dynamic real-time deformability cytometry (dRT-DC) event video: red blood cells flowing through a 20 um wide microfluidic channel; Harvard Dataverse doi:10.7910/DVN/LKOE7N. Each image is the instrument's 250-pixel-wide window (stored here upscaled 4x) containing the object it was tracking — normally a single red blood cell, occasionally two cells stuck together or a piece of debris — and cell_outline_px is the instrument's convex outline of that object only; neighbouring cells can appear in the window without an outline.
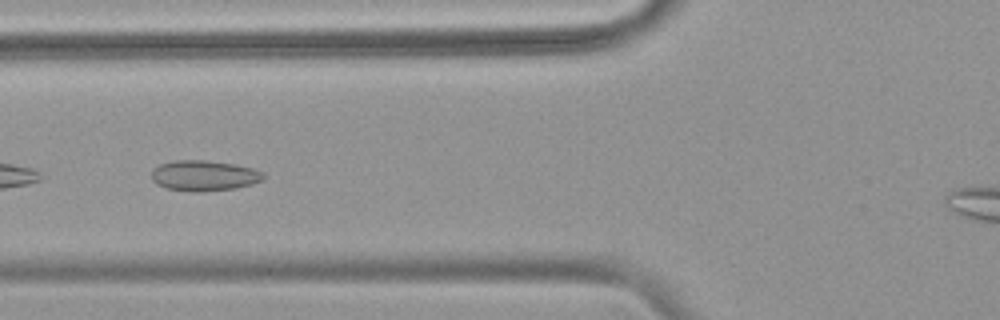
{"species": "common noctule bat (a hibernating species)", "species_latin": "Nyctalus noctula", "temperature_condition": "warm", "stored_images_in_passage": 29, "camera_frame_rate_fps": 3000, "um_per_image_px": 0.085, "animal": {"sex": "female", "body_mass_g": 18.4}, "frame": {"image": 1, "passage_image": 21, "time_ms": 6.667, "image_size_px": [1000, 320], "cell_outline_px": [[264, 180], [252, 184], [236, 188], [200, 192], [192, 192], [164, 188], [156, 184], [152, 180], [152, 168], [160, 164], [172, 160], [204, 160], [236, 164], [252, 168], [264, 172]], "centroid_in_image_um": [17.33, 14.93], "position_along_channel_um": 108.5, "area_um2": 20.23}}